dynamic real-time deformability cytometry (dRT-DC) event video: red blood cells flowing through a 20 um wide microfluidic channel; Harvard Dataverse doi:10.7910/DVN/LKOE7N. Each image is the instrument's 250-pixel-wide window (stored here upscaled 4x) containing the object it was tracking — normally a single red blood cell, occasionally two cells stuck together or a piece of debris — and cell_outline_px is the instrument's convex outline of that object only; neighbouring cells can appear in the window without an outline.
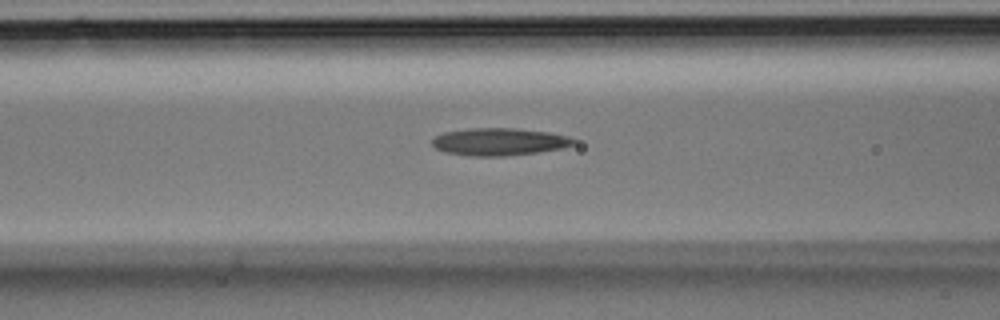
{"species": "Egyptian fruit bat (a non-hibernating species)", "species_latin": "Rousettus aegyptiacus", "temperature_condition": "room temperature", "stored_images_in_passage": 27, "camera_frame_rate_fps": 3000, "um_per_image_px": 0.085, "animal": {"sex": "male"}, "frame": {"image": 1, "passage_image": 10, "time_ms": 3.0, "image_size_px": [1000, 320], "cell_outline_px": [[576, 144], [564, 148], [540, 152], [508, 156], [472, 156], [448, 152], [436, 148], [432, 144], [432, 140], [436, 136], [444, 132], [468, 128], [516, 128], [548, 132], [568, 136], [576, 140]], "centroid_in_image_um": [42.49, 12.05], "position_along_channel_um": 124.1, "area_um2": 22.72}}
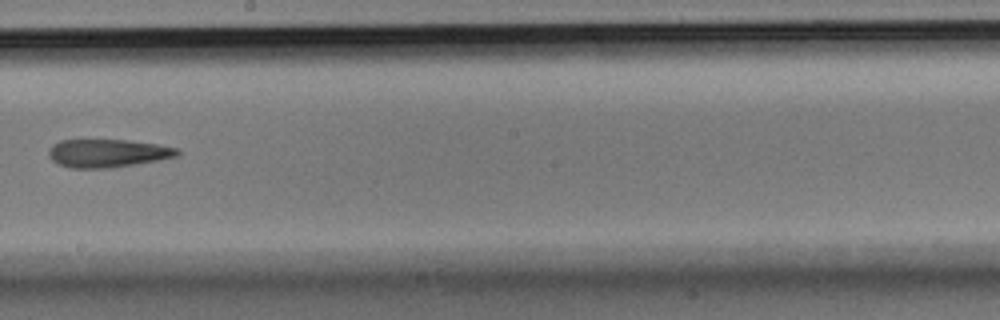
{"frame": {"image": 2, "passage_image": 16, "time_ms": 5.0, "image_size_px": [1000, 320], "cell_outline_px": [[180, 156], [160, 160], [112, 168], [72, 168], [60, 164], [52, 160], [48, 156], [48, 148], [52, 144], [60, 140], [128, 140], [160, 144], [180, 148]], "centroid_in_image_um": [9.2, 13.02], "position_along_channel_um": 239.0, "area_um2": 21.44}}
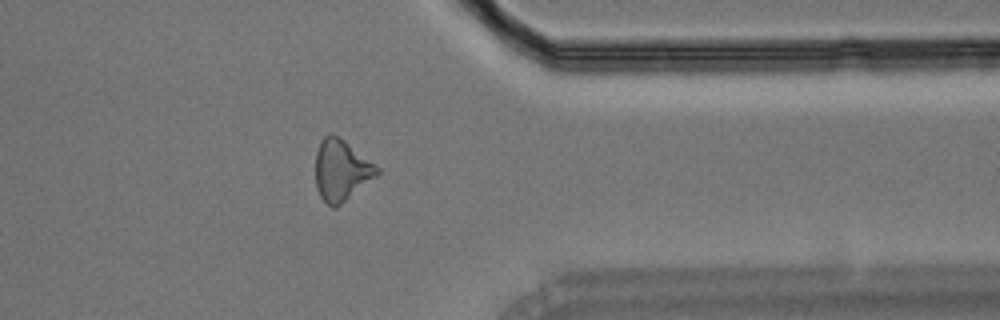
{"frame": {"image": 3, "passage_image": 24, "time_ms": 7.667, "image_size_px": [1000, 320], "cell_outline_px": [[380, 172], [376, 176], [336, 208], [332, 208], [320, 196], [316, 188], [316, 152], [320, 140], [324, 136], [332, 132], [344, 140], [380, 168]], "centroid_in_image_um": [28.99, 14.46], "position_along_channel_um": 382.4, "area_um2": 21.79}}